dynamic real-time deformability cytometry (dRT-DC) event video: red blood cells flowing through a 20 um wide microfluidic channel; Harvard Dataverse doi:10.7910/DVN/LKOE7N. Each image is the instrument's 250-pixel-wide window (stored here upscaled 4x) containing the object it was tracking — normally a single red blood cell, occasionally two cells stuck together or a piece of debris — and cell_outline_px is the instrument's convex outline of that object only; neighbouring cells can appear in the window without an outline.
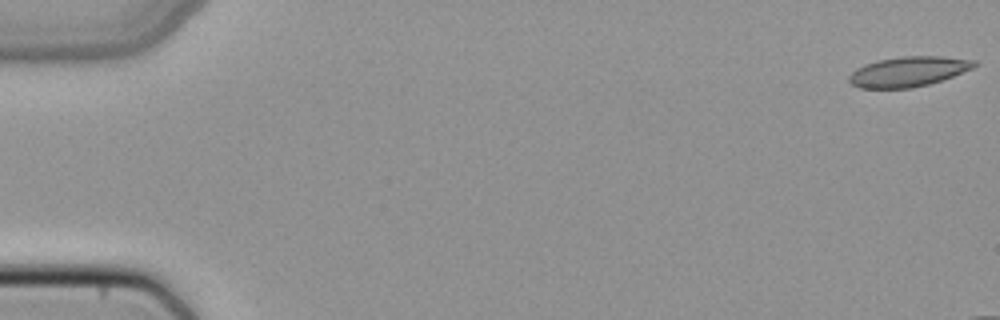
{"species": "common noctule bat (a hibernating species)", "species_latin": "Nyctalus noctula", "temperature_condition": "cold", "stored_images_in_passage": 12, "camera_frame_rate_fps": 3000, "um_per_image_px": 0.085, "animal": {"sex": "female", "body_mass_g": 22.7, "forearm_length_mm": 54.2}, "frame": {"image": 1, "passage_image": 1, "time_ms": 0.0, "image_size_px": [1000, 320], "cell_outline_px": [[976, 64], [972, 68], [952, 76], [928, 84], [912, 88], [860, 88], [852, 84], [848, 80], [848, 76], [856, 68], [864, 64], [880, 60], [900, 56], [944, 56], [976, 60]], "centroid_in_image_um": [77.18, 6.08], "position_along_channel_um": 7.8, "area_um2": 21.79}}